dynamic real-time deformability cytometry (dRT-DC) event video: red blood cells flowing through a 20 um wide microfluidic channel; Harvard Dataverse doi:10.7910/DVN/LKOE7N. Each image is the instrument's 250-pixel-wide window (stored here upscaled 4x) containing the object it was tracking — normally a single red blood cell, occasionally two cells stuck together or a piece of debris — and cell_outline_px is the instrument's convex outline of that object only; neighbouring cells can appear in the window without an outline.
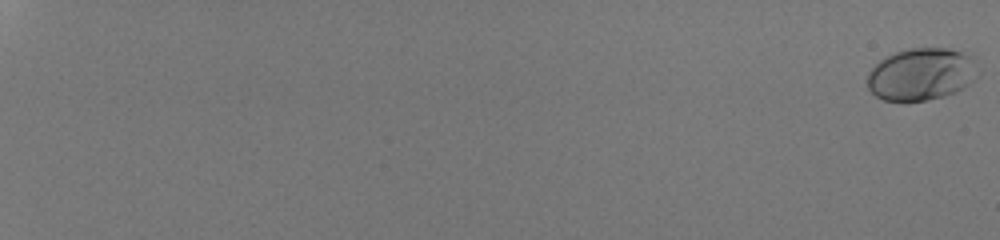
{"species": "human", "species_latin": "Homo sapiens", "temperature_condition": "room temperature", "stored_images_in_passage": 56, "camera_frame_rate_fps": 3000, "um_per_image_px": 0.085, "donor": {"sex": "male"}, "frame": {"image": 1, "passage_image": 1, "time_ms": 0.0, "image_size_px": [1000, 240], "cell_outline_px": [[972, 80], [968, 84], [956, 92], [944, 96], [928, 100], [884, 100], [876, 96], [868, 88], [868, 72], [880, 60], [896, 52], [912, 48], [948, 48], [960, 52], [968, 56], [972, 60]], "centroid_in_image_um": [78.22, 6.32], "position_along_channel_um": 6.8, "area_um2": 32.66}}
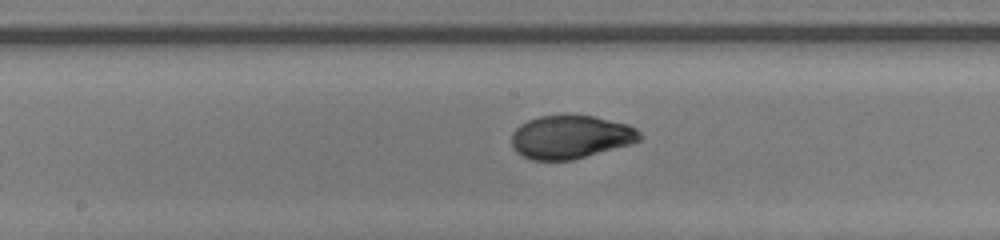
{"frame": {"image": 2, "passage_image": 36, "time_ms": 11.667, "image_size_px": [1000, 240], "cell_outline_px": [[644, 136], [640, 140], [632, 144], [572, 160], [532, 160], [516, 152], [512, 144], [512, 132], [520, 124], [528, 120], [540, 116], [568, 112], [572, 112], [592, 116], [628, 124], [636, 128]], "centroid_in_image_um": [48.52, 11.61], "position_along_channel_um": 199.7, "area_um2": 33.06}}
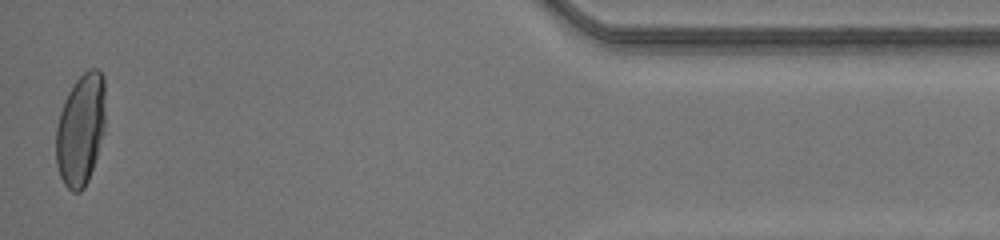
{"frame": {"image": 3, "passage_image": 56, "time_ms": 18.333, "image_size_px": [1000, 240], "cell_outline_px": [[104, 132], [88, 180], [84, 188], [80, 192], [72, 192], [64, 184], [60, 176], [56, 164], [56, 128], [60, 112], [64, 100], [68, 92], [76, 80], [84, 72], [92, 68], [96, 68], [104, 76]], "centroid_in_image_um": [6.84, 11.02], "position_along_channel_um": 428.4, "area_um2": 32.08}, "authors_computed_cell_mechanics": {"area_um2": 32.2235, "velocity_mm_per_s": 4.2172, "shape_relaxation_time_tau1_ms": 5.0404, "shape_relaxation_time_tau2_ms": null, "deformation_change_tau1": 0.2075, "deformation_change_tau2": null}}